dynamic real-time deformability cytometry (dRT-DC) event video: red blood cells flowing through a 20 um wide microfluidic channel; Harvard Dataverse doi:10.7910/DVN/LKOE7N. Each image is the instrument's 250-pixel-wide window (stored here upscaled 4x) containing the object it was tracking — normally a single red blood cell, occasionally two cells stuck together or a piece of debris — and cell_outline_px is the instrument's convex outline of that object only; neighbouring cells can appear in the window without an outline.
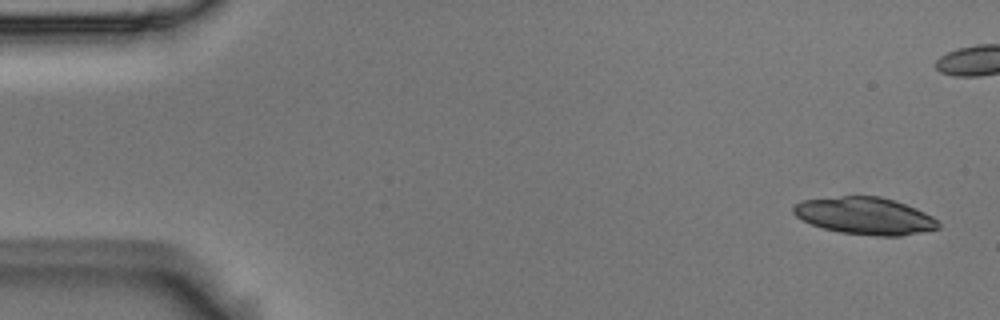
{"species": "Egyptian fruit bat (a non-hibernating species)", "species_latin": "Rousettus aegyptiacus", "temperature_condition": "room temperature", "stored_images_in_passage": 8, "camera_frame_rate_fps": 3000, "um_per_image_px": 0.085, "animal": {"sex": "male"}, "frame": {"image": 1, "passage_image": 1, "time_ms": 0.0, "image_size_px": [1000, 320], "cell_outline_px": [[940, 228], [900, 236], [876, 236], [840, 232], [824, 228], [812, 224], [796, 216], [792, 212], [792, 208], [796, 204], [804, 200], [840, 196], [880, 196], [904, 204], [924, 212], [932, 216], [940, 224]], "centroid_in_image_um": [73.52, 18.35], "position_along_channel_um": 11.5, "area_um2": 31.04}}
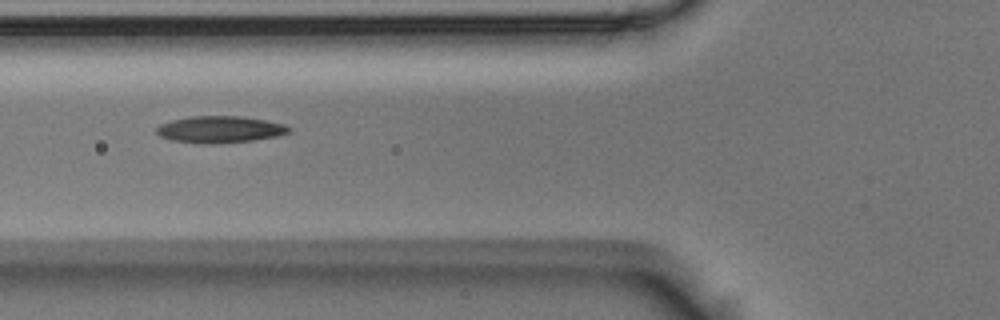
{"frame": {"image": 2, "passage_image": 6, "time_ms": 1.667, "image_size_px": [1000, 320], "cell_outline_px": [[292, 132], [280, 136], [252, 140], [212, 144], [200, 144], [172, 140], [160, 136], [156, 132], [156, 128], [160, 124], [172, 120], [188, 116], [240, 116], [264, 120], [284, 124], [292, 128]], "centroid_in_image_um": [18.71, 11.0], "position_along_channel_um": 107.1, "area_um2": 20.81}}
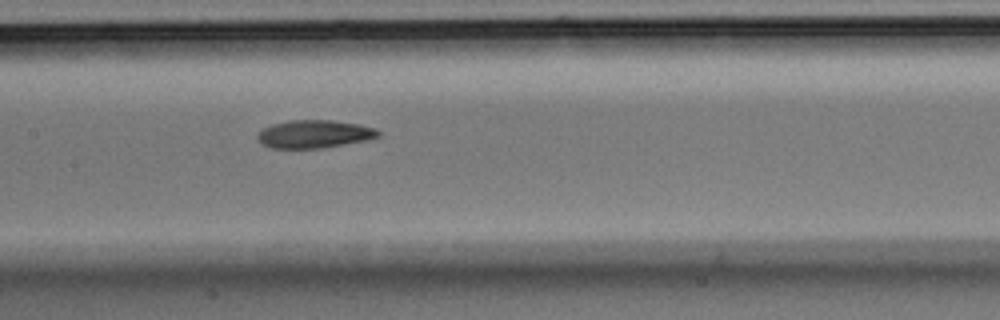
{"frame": {"image": 3, "passage_image": 8, "time_ms": 2.333, "image_size_px": [1000, 320], "cell_outline_px": [[380, 136], [368, 140], [320, 148], [272, 148], [260, 144], [256, 136], [264, 128], [272, 124], [292, 120], [332, 120], [360, 124], [376, 128], [380, 132]], "centroid_in_image_um": [26.73, 11.39], "position_along_channel_um": 180.7, "area_um2": 19.71}}